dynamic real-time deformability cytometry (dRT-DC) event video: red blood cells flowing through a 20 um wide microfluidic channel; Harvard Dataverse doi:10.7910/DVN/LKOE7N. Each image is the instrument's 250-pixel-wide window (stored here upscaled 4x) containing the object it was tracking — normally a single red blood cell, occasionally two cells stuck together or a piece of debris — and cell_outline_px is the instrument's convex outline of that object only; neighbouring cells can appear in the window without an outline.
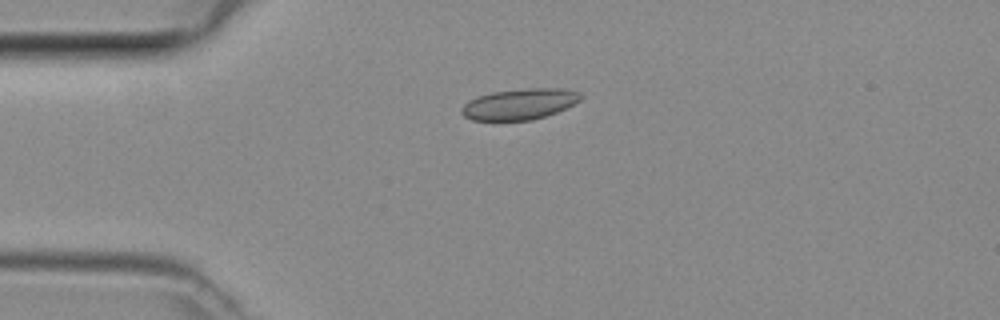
{"species": "common noctule bat (a hibernating species)", "species_latin": "Nyctalus noctula", "temperature_condition": "room temperature", "stored_images_in_passage": 5, "camera_frame_rate_fps": 3000, "um_per_image_px": 0.085, "animal": {"sex": "female", "body_mass_g": 29.2, "forearm_length_mm": 56.3}, "frame": {"image": 1, "passage_image": 2, "time_ms": 0.333, "image_size_px": [1000, 320], "cell_outline_px": [[580, 100], [556, 112], [532, 120], [472, 120], [464, 116], [460, 112], [460, 108], [468, 100], [476, 96], [492, 92], [528, 88], [568, 88], [580, 92]], "centroid_in_image_um": [44.12, 8.83], "position_along_channel_um": 40.9, "area_um2": 21.44}}
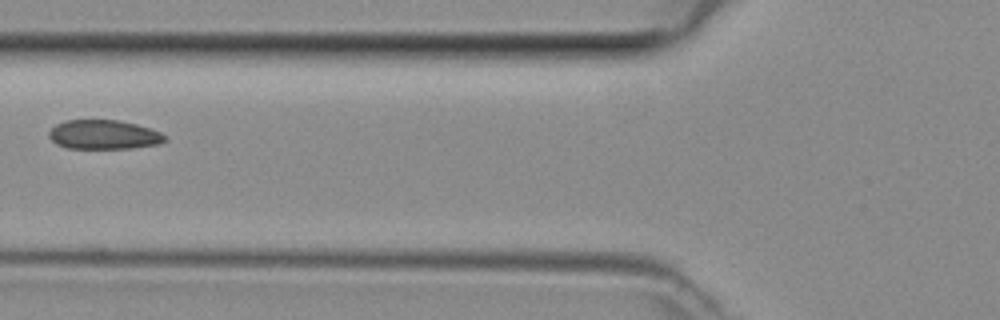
{"frame": {"image": 2, "passage_image": 4, "time_ms": 1.0, "image_size_px": [1000, 320], "cell_outline_px": [[168, 140], [160, 144], [132, 148], [68, 148], [56, 144], [48, 136], [48, 132], [56, 124], [64, 120], [120, 120], [136, 124], [160, 132]], "centroid_in_image_um": [8.81, 11.44], "position_along_channel_um": 117.0, "area_um2": 19.77}}
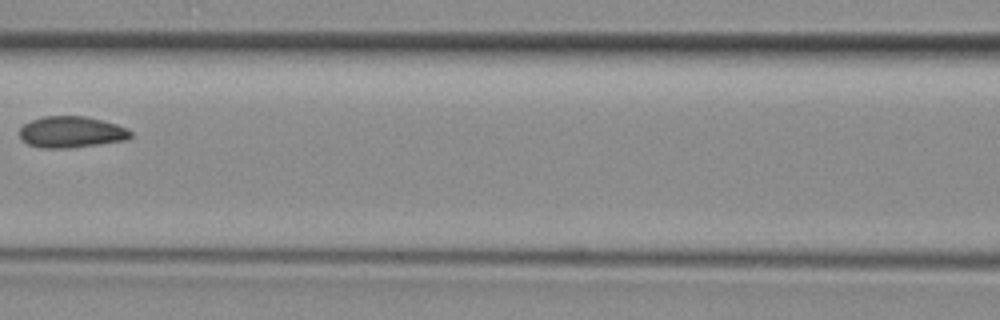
{"frame": {"image": 3, "passage_image": 5, "time_ms": 1.333, "image_size_px": [1000, 320], "cell_outline_px": [[132, 136], [128, 140], [68, 148], [40, 148], [28, 144], [20, 140], [20, 128], [24, 124], [32, 120], [44, 116], [84, 116], [116, 124], [128, 128], [132, 132]], "centroid_in_image_um": [6.06, 11.23], "position_along_channel_um": 160.5, "area_um2": 20.35}}